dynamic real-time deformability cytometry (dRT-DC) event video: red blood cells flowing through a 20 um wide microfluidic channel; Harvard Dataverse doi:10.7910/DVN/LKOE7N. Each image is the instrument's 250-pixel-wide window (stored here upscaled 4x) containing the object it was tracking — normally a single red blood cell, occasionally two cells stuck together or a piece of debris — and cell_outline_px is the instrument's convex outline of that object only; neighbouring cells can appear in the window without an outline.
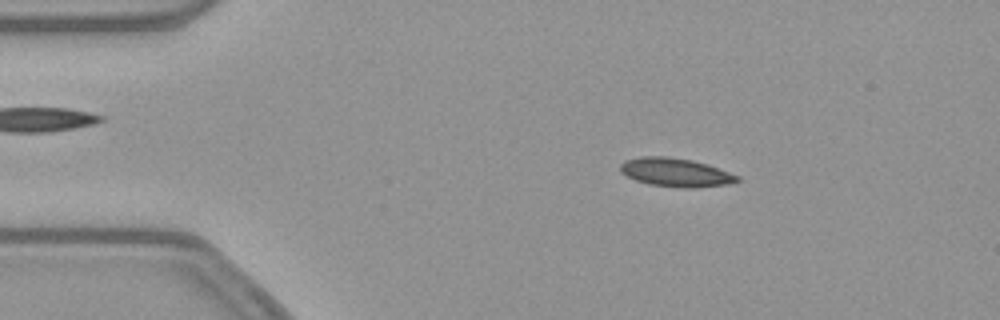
{"species": "common noctule bat (a hibernating species)", "species_latin": "Nyctalus noctula", "temperature_condition": "warm", "stored_images_in_passage": 52, "camera_frame_rate_fps": 3000, "um_per_image_px": 0.085, "animal": {"sex": "female", "body_mass_g": 21.9}, "frame": {"image": 1, "passage_image": 8, "time_ms": 2.333, "image_size_px": [1000, 320], "cell_outline_px": [[740, 180], [728, 184], [696, 188], [684, 188], [652, 184], [636, 180], [620, 172], [620, 164], [624, 160], [640, 156], [668, 156], [692, 160], [708, 164], [740, 176]], "centroid_in_image_um": [57.44, 14.64], "position_along_channel_um": 27.6, "area_um2": 19.54}}
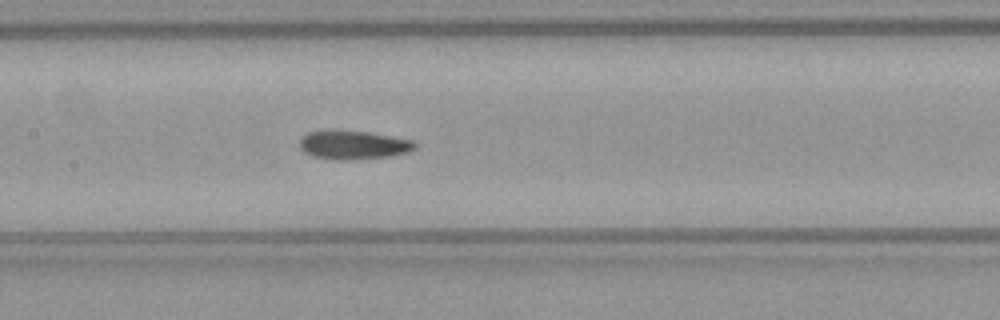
{"frame": {"image": 2, "passage_image": 24, "time_ms": 7.667, "image_size_px": [1000, 320], "cell_outline_px": [[416, 148], [408, 152], [388, 156], [356, 160], [328, 160], [312, 156], [304, 152], [300, 148], [300, 140], [308, 132], [324, 128], [336, 128], [368, 132], [412, 140], [416, 144]], "centroid_in_image_um": [29.96, 12.3], "position_along_channel_um": 177.4, "area_um2": 19.94}}
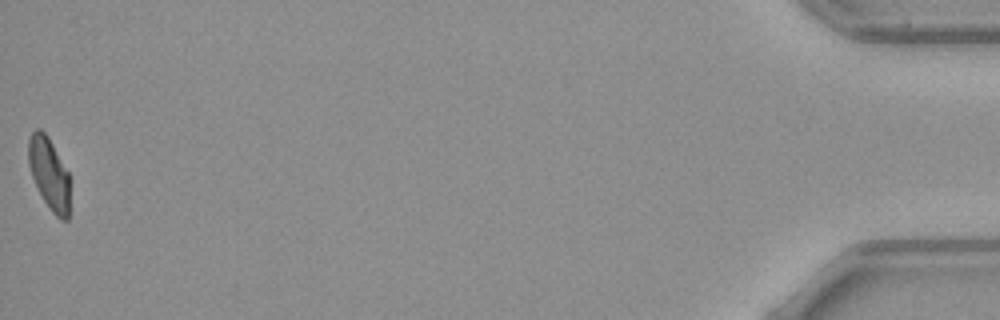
{"frame": {"image": 3, "passage_image": 52, "time_ms": 17.0, "image_size_px": [1000, 320], "cell_outline_px": [[68, 220], [60, 220], [52, 212], [44, 200], [32, 176], [28, 164], [28, 140], [32, 132], [36, 128], [40, 128], [48, 136], [68, 172]], "centroid_in_image_um": [4.15, 14.72], "position_along_channel_um": 431.0, "area_um2": 17.05}, "authors_computed_cell_mechanics": {"area_um2": 19.1318, "velocity_mm_per_s": 3.8642, "shape_relaxation_time_tau1_ms": 8.2618, "shape_relaxation_time_tau2_ms": 3.3375, "deformation_change_tau1": 0.1947, "deformation_change_tau2": 0.0899}}